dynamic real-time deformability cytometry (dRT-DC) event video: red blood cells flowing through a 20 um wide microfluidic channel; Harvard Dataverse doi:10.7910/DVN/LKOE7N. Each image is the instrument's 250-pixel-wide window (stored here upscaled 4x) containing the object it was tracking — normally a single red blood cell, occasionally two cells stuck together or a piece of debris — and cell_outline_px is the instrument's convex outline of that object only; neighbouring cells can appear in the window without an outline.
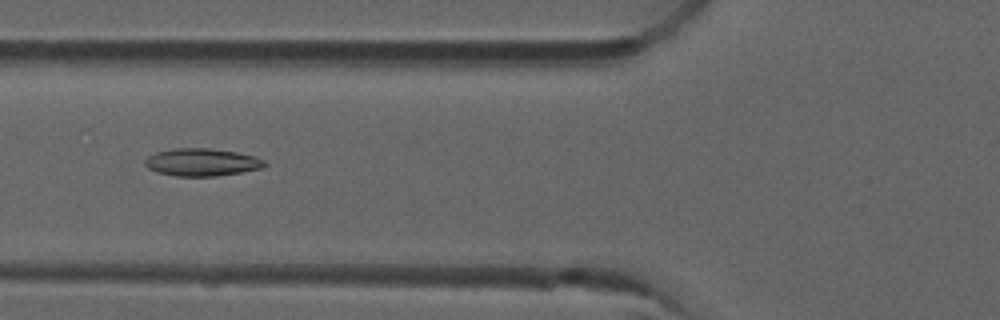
{"species": "common noctule bat (a hibernating species)", "species_latin": "Nyctalus noctula", "temperature_condition": "room temperature", "stored_images_in_passage": 42, "camera_frame_rate_fps": 3000, "um_per_image_px": 0.085, "animal": {"sex": "male", "forearm_length_mm": 52.5}, "frame": {"image": 1, "passage_image": 20, "time_ms": 6.333, "image_size_px": [1000, 320], "cell_outline_px": [[268, 164], [264, 168], [216, 176], [176, 176], [156, 172], [148, 168], [144, 164], [144, 160], [148, 156], [156, 152], [176, 148], [208, 148], [236, 152], [256, 156], [264, 160]], "centroid_in_image_um": [17.17, 13.79], "position_along_channel_um": 108.6, "area_um2": 19.31}}
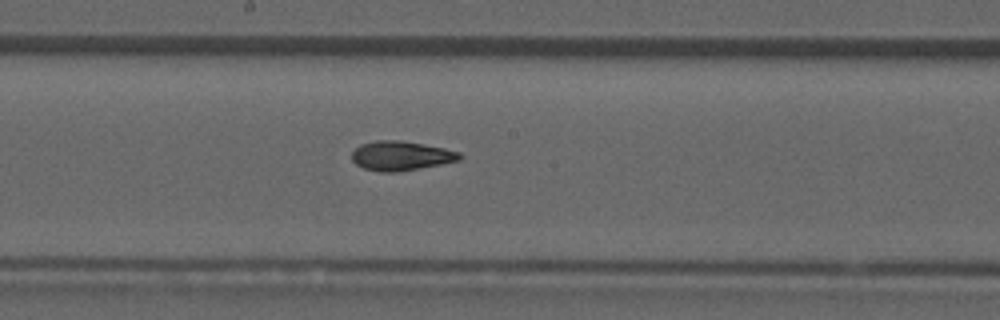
{"frame": {"image": 2, "passage_image": 28, "time_ms": 9.0, "image_size_px": [1000, 320], "cell_outline_px": [[464, 156], [460, 160], [440, 164], [396, 172], [380, 172], [364, 168], [356, 164], [352, 160], [352, 152], [360, 144], [376, 140], [400, 140], [424, 144], [444, 148], [460, 152]], "centroid_in_image_um": [34.08, 13.23], "position_along_channel_um": 214.1, "area_um2": 18.44}}
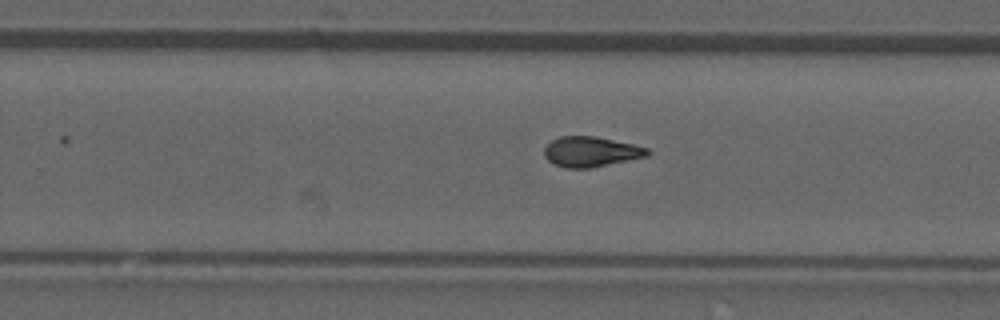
{"frame": {"image": 3, "passage_image": 33, "time_ms": 10.667, "image_size_px": [1000, 320], "cell_outline_px": [[652, 152], [648, 156], [588, 168], [568, 168], [552, 164], [544, 156], [544, 148], [552, 140], [560, 136], [596, 136], [632, 144], [648, 148]], "centroid_in_image_um": [50.21, 12.89], "position_along_channel_um": 279.6, "area_um2": 18.09}, "authors_computed_cell_mechanics": {"area_um2": 18.8139, "velocity_mm_per_s": 3.9496, "shape_relaxation_time_tau1_ms": 9.9286, "shape_relaxation_time_tau2_ms": 2.988, "deformation_change_tau1": 0.2296, "deformation_change_tau2": 0.1091}}